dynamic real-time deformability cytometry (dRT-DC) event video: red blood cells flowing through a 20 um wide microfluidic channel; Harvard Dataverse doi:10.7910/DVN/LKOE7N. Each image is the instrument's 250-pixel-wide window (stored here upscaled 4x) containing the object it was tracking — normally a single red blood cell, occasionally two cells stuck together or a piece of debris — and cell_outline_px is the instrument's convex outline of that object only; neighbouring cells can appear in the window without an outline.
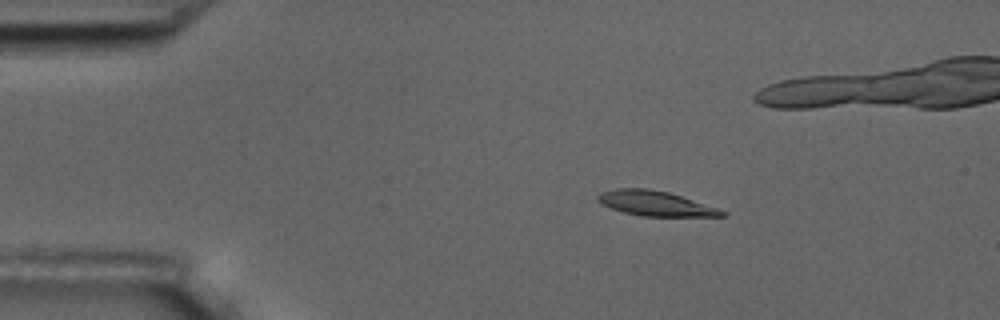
{"species": "common noctule bat (a hibernating species)", "species_latin": "Nyctalus noctula", "temperature_condition": "room temperature", "stored_images_in_passage": 5, "camera_frame_rate_fps": 3000, "um_per_image_px": 0.085, "animal": {"sex": "male", "body_mass_g": 17.5, "forearm_length_mm": 52.3}, "frame": {"image": 1, "passage_image": 3, "time_ms": 2.333, "image_size_px": [1000, 320], "cell_outline_px": [[728, 212], [724, 216], [640, 216], [624, 212], [612, 208], [596, 200], [596, 196], [600, 192], [616, 188], [648, 188], [668, 192]], "centroid_in_image_um": [55.65, 17.28], "position_along_channel_um": 29.3, "area_um2": 17.74}}